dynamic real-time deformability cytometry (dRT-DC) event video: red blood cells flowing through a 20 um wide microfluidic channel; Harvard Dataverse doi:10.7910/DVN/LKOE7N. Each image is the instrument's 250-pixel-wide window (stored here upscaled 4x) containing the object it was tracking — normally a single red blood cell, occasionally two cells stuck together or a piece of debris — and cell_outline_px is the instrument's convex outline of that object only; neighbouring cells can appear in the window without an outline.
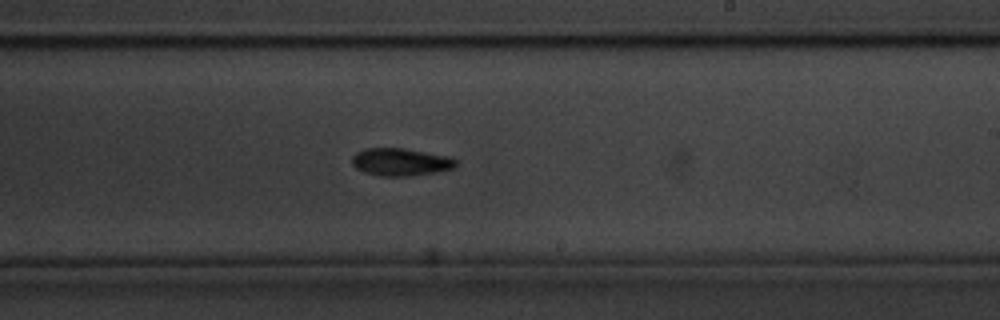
{"species": "common noctule bat (a hibernating species)", "species_latin": "Nyctalus noctula", "temperature_condition": "cold", "stored_images_in_passage": 57, "camera_frame_rate_fps": 3000, "um_per_image_px": 0.085, "animal": {"sex": "male", "body_mass_g": 20.1, "forearm_length_mm": 53.5}, "frame": {"image": 1, "passage_image": 33, "time_ms": 10.667, "image_size_px": [1000, 320], "cell_outline_px": [[456, 164], [452, 168], [436, 172], [408, 176], [380, 176], [364, 172], [356, 168], [352, 164], [352, 156], [356, 152], [364, 148], [404, 148], [448, 156], [456, 160]], "centroid_in_image_um": [34.01, 13.76], "position_along_channel_um": 255.0, "area_um2": 16.65}}
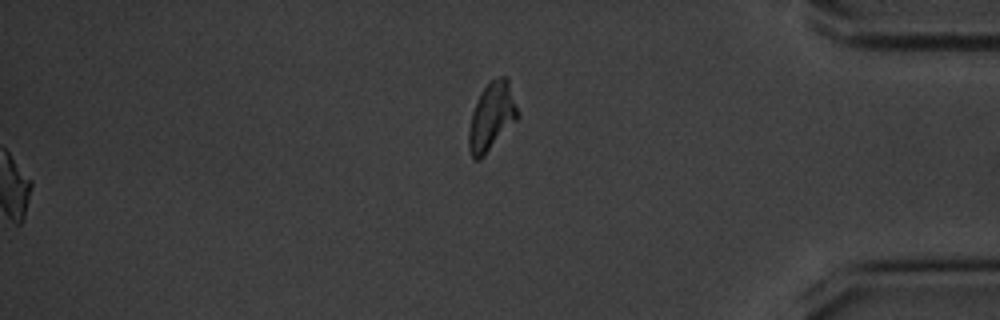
{"frame": {"image": 2, "passage_image": 57, "time_ms": 18.667, "image_size_px": [1000, 320], "cell_outline_px": [[520, 116], [484, 156], [480, 160], [476, 160], [472, 156], [468, 148], [468, 132], [472, 112], [480, 92], [496, 76], [504, 76], [508, 80]], "centroid_in_image_um": [41.78, 9.92], "position_along_channel_um": 393.4, "area_um2": 19.25}, "authors_computed_cell_mechanics": {"area_um2": 16.1262, "velocity_mm_per_s": 3.5353, "shape_relaxation_time_tau1_ms": 3.9125, "shape_relaxation_time_tau2_ms": null, "deformation_change_tau1": 0.1157, "deformation_change_tau2": null}}